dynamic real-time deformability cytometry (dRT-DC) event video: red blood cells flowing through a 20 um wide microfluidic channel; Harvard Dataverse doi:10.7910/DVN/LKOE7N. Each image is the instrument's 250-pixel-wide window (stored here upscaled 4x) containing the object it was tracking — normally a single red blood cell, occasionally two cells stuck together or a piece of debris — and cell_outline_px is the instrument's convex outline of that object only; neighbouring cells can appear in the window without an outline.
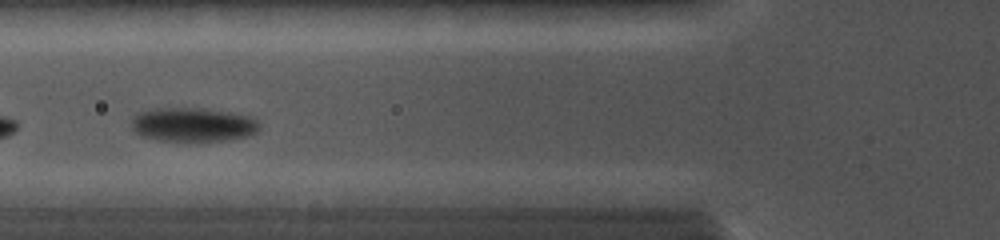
{"species": "common noctule bat (a hibernating species)", "species_latin": "Nyctalus noctula", "temperature_condition": "cold", "stored_images_in_passage": 8, "camera_frame_rate_fps": 5000, "um_per_image_px": 0.085, "animal": {"sex": "female", "body_mass_g": 19.0, "forearm_length_mm": 56.7}, "frame": {"image": 1, "passage_image": 4, "time_ms": 1.4, "image_size_px": [1000, 240], "cell_outline_px": [[260, 128], [256, 132], [248, 136], [220, 140], [160, 140], [144, 136], [136, 132], [132, 128], [132, 116], [136, 112], [152, 108], [208, 108], [232, 112], [252, 116], [260, 124]], "centroid_in_image_um": [16.41, 10.55], "position_along_channel_um": 109.4, "area_um2": 25.37}}